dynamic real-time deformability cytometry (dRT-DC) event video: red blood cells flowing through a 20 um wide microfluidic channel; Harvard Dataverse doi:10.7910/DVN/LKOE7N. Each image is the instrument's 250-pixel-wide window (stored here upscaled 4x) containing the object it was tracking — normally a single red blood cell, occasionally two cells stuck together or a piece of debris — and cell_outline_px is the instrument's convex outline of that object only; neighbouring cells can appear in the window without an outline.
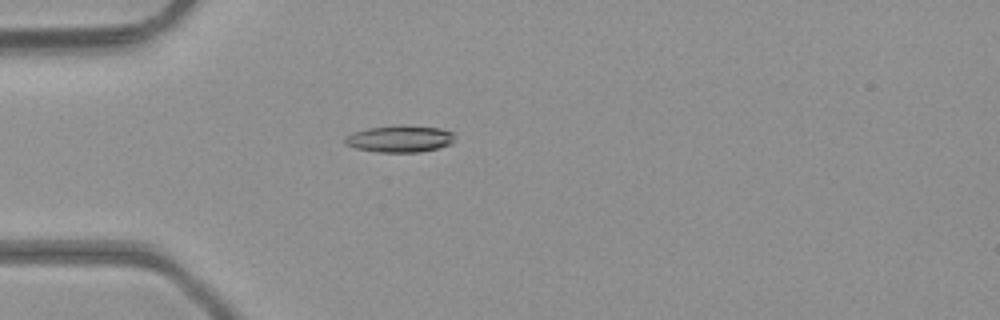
{"species": "common noctule bat (a hibernating species)", "species_latin": "Nyctalus noctula", "temperature_condition": "room temperature", "stored_images_in_passage": 4, "camera_frame_rate_fps": 3000, "um_per_image_px": 0.085, "animal": {"sex": "male", "body_mass_g": 23.1, "forearm_length_mm": 52.7}, "frame": {"image": 1, "passage_image": 4, "time_ms": 1.0, "image_size_px": [1000, 320], "cell_outline_px": [[452, 144], [440, 148], [420, 152], [376, 152], [356, 148], [344, 144], [344, 136], [352, 132], [368, 128], [440, 128], [452, 132]], "centroid_in_image_um": [33.92, 11.86], "position_along_channel_um": 51.1, "area_um2": 16.36}}